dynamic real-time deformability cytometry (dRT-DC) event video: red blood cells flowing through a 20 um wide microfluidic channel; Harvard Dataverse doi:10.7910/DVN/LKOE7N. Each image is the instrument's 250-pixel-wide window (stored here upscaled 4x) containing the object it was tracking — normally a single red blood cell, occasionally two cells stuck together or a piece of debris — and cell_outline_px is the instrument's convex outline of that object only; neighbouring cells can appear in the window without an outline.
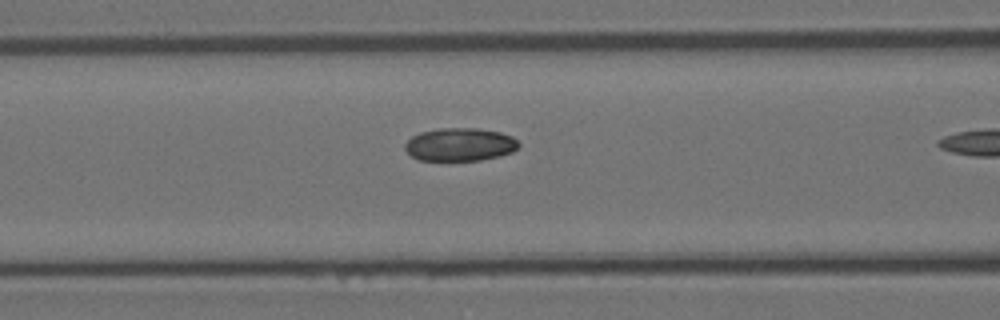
{"species": "Egyptian fruit bat (a non-hibernating species)", "species_latin": "Rousettus aegyptiacus", "temperature_condition": "room temperature", "stored_images_in_passage": 9, "segment_of_instrument_passage": [1, 2], "camera_frame_rate_fps": 3000, "um_per_image_px": 0.085, "animal": {"sex": "female"}, "frame": {"image": 1, "passage_image": 8, "time_ms": 2.333, "image_size_px": [1000, 320], "cell_outline_px": [[520, 144], [512, 152], [500, 156], [480, 160], [420, 160], [412, 156], [404, 148], [404, 144], [412, 136], [420, 132], [440, 128], [476, 128], [500, 132], [512, 136]], "centroid_in_image_um": [39.09, 12.28], "position_along_channel_um": 127.5, "area_um2": 21.85}}